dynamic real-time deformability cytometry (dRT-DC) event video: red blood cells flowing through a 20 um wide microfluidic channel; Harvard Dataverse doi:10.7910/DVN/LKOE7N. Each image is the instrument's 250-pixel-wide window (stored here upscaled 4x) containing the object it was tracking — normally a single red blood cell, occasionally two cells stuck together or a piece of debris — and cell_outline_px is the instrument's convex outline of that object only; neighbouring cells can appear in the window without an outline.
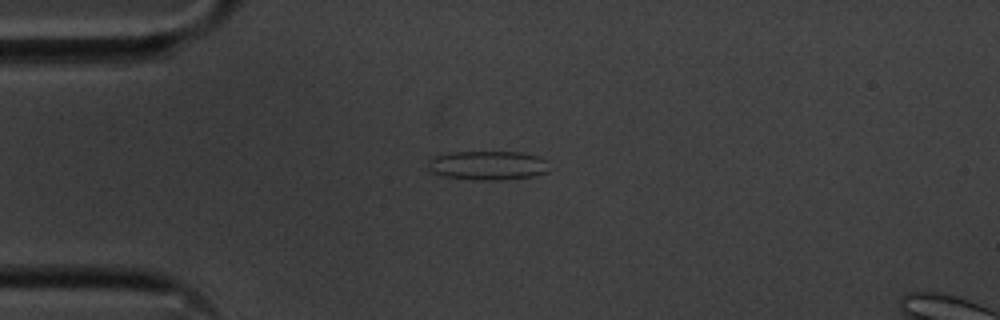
{"species": "common noctule bat (a hibernating species)", "species_latin": "Nyctalus noctula", "temperature_condition": "cold", "stored_images_in_passage": 43, "camera_frame_rate_fps": 3000, "um_per_image_px": 0.085, "animal": {"sex": "male", "body_mass_g": 20.1, "forearm_length_mm": 53.5}, "frame": {"image": 1, "passage_image": 1, "time_ms": 0.0, "image_size_px": [1000, 320], "cell_outline_px": [[548, 172], [532, 176], [488, 180], [484, 180], [440, 176], [432, 172], [428, 168], [428, 160], [432, 156], [452, 152], [520, 152], [540, 156], [548, 160]], "centroid_in_image_um": [41.45, 14.04], "position_along_channel_um": 43.6, "area_um2": 20.58}}
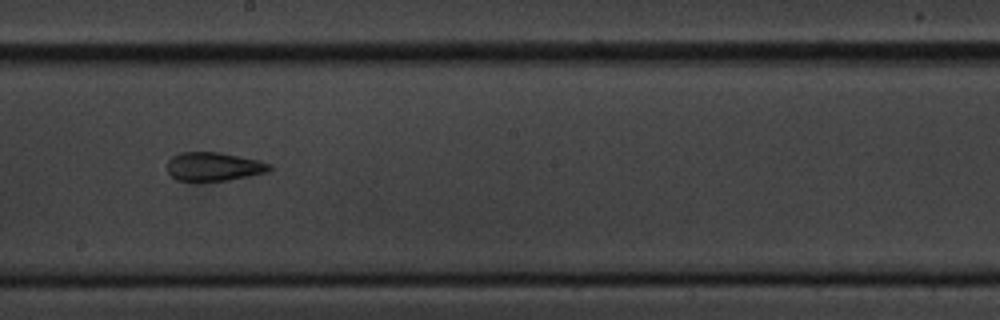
{"frame": {"image": 2, "passage_image": 18, "time_ms": 5.667, "image_size_px": [1000, 320], "cell_outline_px": [[272, 168], [268, 172], [228, 180], [196, 184], [176, 180], [168, 172], [168, 160], [172, 156], [180, 152], [220, 152], [260, 160], [272, 164]], "centroid_in_image_um": [18.15, 14.19], "position_along_channel_um": 230.1, "area_um2": 17.8}}
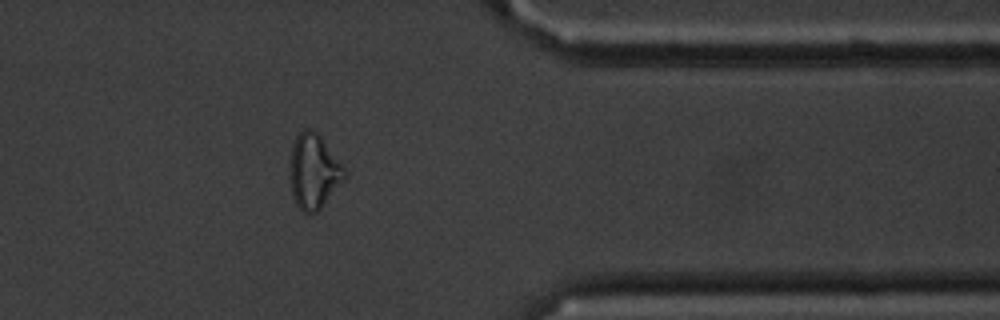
{"frame": {"image": 3, "passage_image": 32, "time_ms": 10.333, "image_size_px": [1000, 320], "cell_outline_px": [[344, 180], [320, 208], [316, 212], [304, 212], [296, 204], [292, 196], [288, 176], [288, 164], [292, 144], [296, 136], [304, 128], [308, 128], [320, 136], [344, 168]], "centroid_in_image_um": [26.59, 14.56], "position_along_channel_um": 384.8, "area_um2": 23.64}, "authors_computed_cell_mechanics": {"area_um2": 17.8024, "velocity_mm_per_s": 3.6171, "shape_relaxation_time_tau1_ms": null, "shape_relaxation_time_tau2_ms": 2.488, "deformation_change_tau1": null, "deformation_change_tau2": 0.1142}}